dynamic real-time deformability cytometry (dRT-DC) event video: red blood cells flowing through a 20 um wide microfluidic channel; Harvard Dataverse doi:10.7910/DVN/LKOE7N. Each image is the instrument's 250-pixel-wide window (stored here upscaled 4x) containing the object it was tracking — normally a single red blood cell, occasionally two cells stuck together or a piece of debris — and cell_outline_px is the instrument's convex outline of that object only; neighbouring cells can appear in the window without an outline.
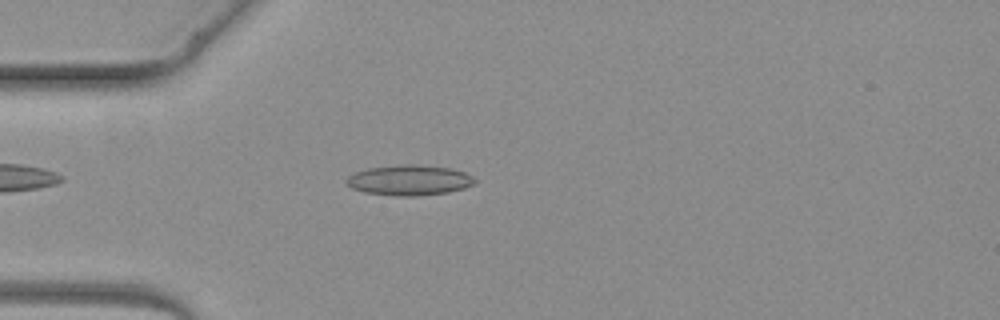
{"species": "common noctule bat (a hibernating species)", "species_latin": "Nyctalus noctula", "temperature_condition": "warm", "stored_images_in_passage": 1, "camera_frame_rate_fps": 3000, "um_per_image_px": 0.085, "animal": {"sex": "female", "body_mass_g": 19.3, "forearm_length_mm": 54.1}, "frame": {"image": 1, "passage_image": 1, "time_ms": 0.0, "image_size_px": [1000, 320], "cell_outline_px": [[476, 184], [464, 188], [448, 192], [416, 196], [396, 196], [364, 192], [352, 188], [344, 180], [348, 176], [356, 172], [368, 168], [400, 164], [416, 164], [448, 168], [464, 172], [472, 176], [476, 180]], "centroid_in_image_um": [34.79, 15.31], "position_along_channel_um": 50.2, "area_um2": 22.72}}